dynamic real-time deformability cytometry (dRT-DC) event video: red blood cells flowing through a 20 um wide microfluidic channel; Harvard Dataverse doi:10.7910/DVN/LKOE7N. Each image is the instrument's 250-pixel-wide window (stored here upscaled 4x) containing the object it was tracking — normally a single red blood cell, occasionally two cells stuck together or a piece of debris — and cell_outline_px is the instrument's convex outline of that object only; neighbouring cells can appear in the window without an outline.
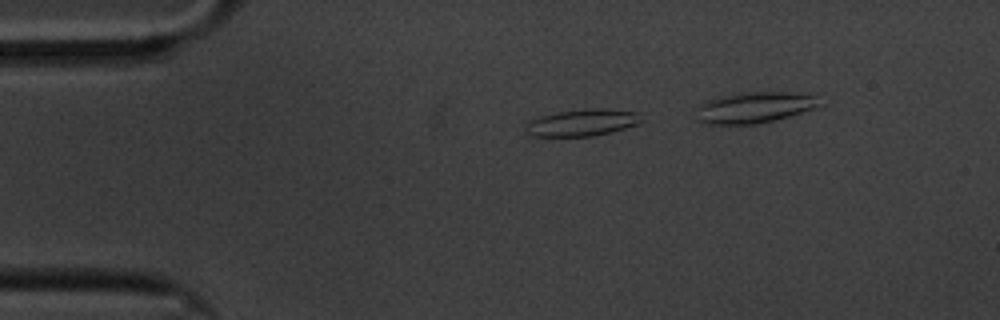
{"species": "common noctule bat (a hibernating species)", "species_latin": "Nyctalus noctula", "temperature_condition": "cold", "stored_images_in_passage": 22, "camera_frame_rate_fps": 3000, "um_per_image_px": 0.085, "animal": {"sex": "male", "body_mass_g": 20.1, "forearm_length_mm": 53.5}, "frame": {"image": 1, "passage_image": 5, "time_ms": 1.333, "image_size_px": [1000, 320], "cell_outline_px": [[640, 120], [636, 124], [612, 132], [592, 136], [528, 136], [524, 124], [528, 120], [540, 116], [560, 112], [584, 108], [604, 108], [636, 112]], "centroid_in_image_um": [49.4, 10.42], "position_along_channel_um": 35.6, "area_um2": 18.03}}
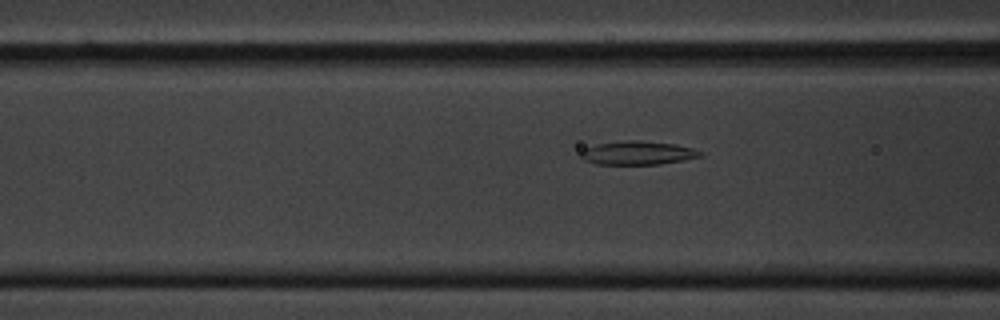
{"frame": {"image": 2, "passage_image": 15, "time_ms": 4.667, "image_size_px": [1000, 320], "cell_outline_px": [[704, 156], [684, 160], [660, 164], [596, 164], [584, 160], [580, 156], [580, 152], [584, 148], [596, 144], [624, 140], [640, 140], [676, 144], [692, 148], [704, 152]], "centroid_in_image_um": [54.22, 12.99], "position_along_channel_um": 112.4, "area_um2": 16.65}}
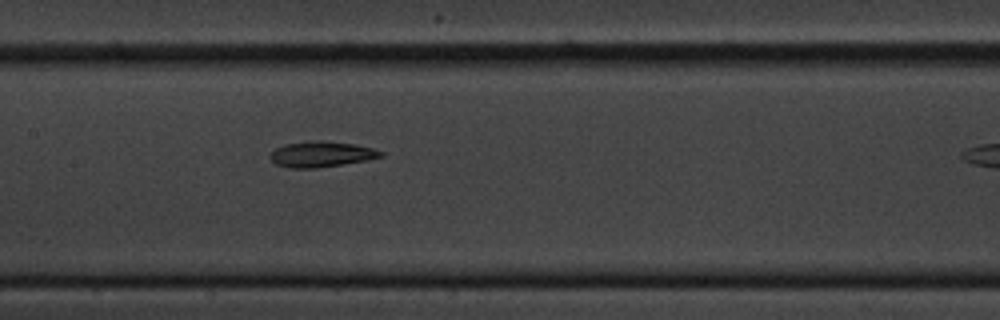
{"frame": {"image": 3, "passage_image": 21, "time_ms": 6.667, "image_size_px": [1000, 320], "cell_outline_px": [[384, 156], [364, 160], [316, 168], [292, 168], [276, 164], [268, 156], [276, 148], [284, 144], [312, 140], [320, 140], [356, 144], [372, 148], [384, 152]], "centroid_in_image_um": [27.3, 13.09], "position_along_channel_um": 180.1, "area_um2": 16.42}}